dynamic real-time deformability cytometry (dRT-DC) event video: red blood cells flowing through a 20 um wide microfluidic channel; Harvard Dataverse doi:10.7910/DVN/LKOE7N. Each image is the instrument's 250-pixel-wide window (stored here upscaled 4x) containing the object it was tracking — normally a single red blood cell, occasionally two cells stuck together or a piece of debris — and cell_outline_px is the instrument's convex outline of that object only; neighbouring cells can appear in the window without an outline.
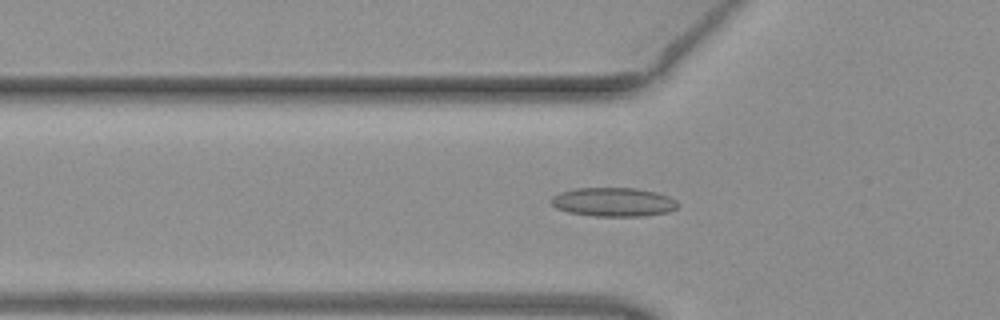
{"species": "common noctule bat (a hibernating species)", "species_latin": "Nyctalus noctula", "temperature_condition": "warm", "stored_images_in_passage": 39, "segment_of_instrument_passage": [1, 2], "camera_frame_rate_fps": 3000, "um_per_image_px": 0.085, "animal": {"sex": "female", "body_mass_g": 19.3, "forearm_length_mm": 54.1}, "frame": {"image": 1, "passage_image": 4, "time_ms": 1.0, "image_size_px": [1000, 320], "cell_outline_px": [[676, 208], [668, 212], [644, 216], [592, 216], [568, 212], [556, 208], [548, 200], [552, 196], [560, 192], [576, 188], [636, 188], [656, 192], [668, 196], [676, 200]], "centroid_in_image_um": [52.1, 17.17], "position_along_channel_um": 73.7, "area_um2": 21.39}}
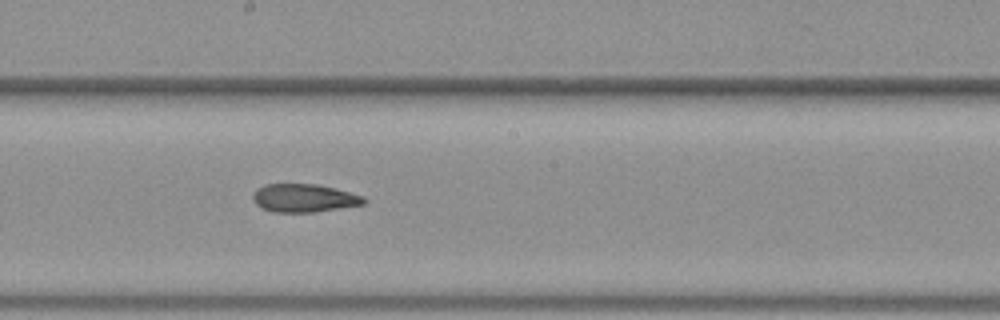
{"frame": {"image": 2, "passage_image": 15, "time_ms": 4.667, "image_size_px": [1000, 320], "cell_outline_px": [[368, 200], [364, 204], [316, 212], [272, 212], [260, 208], [252, 200], [252, 196], [256, 188], [264, 184], [316, 184], [336, 188], [364, 196]], "centroid_in_image_um": [25.83, 16.83], "position_along_channel_um": 222.4, "area_um2": 18.5}}
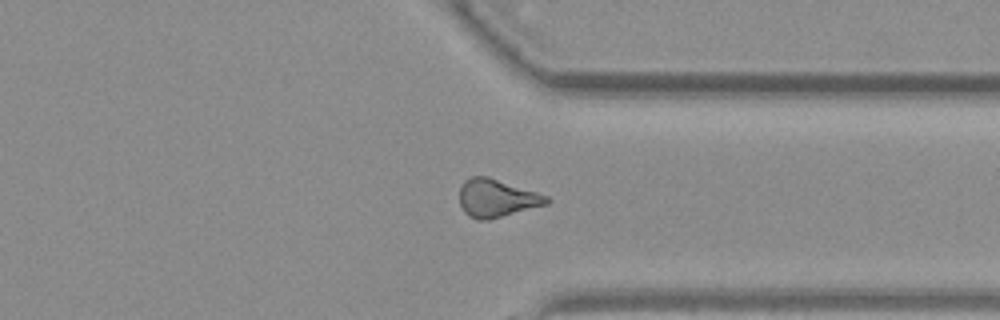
{"frame": {"image": 3, "passage_image": 26, "time_ms": 8.333, "image_size_px": [1000, 320], "cell_outline_px": [[552, 200], [548, 204], [488, 220], [476, 220], [468, 216], [464, 212], [460, 204], [460, 188], [464, 180], [472, 176], [488, 176], [548, 196]], "centroid_in_image_um": [42.21, 16.85], "position_along_channel_um": 369.2, "area_um2": 19.31}}